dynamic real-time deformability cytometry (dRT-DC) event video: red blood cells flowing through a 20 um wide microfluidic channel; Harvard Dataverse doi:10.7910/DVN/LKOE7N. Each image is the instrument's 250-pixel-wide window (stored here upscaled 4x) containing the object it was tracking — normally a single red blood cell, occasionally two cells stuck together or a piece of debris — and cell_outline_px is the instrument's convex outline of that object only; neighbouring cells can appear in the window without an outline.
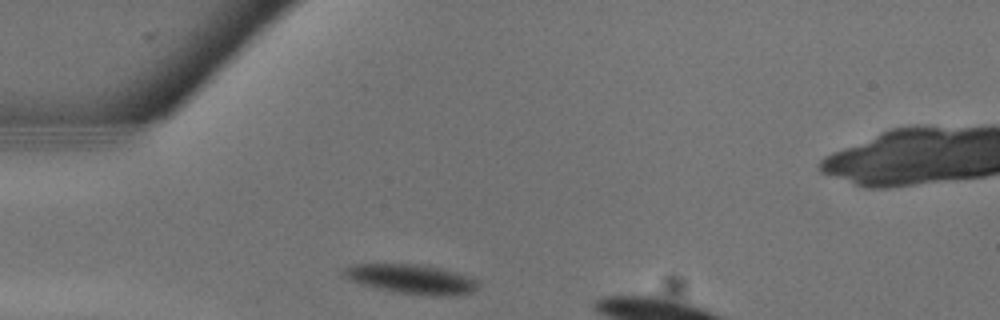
{"species": "common noctule bat (a hibernating species)", "species_latin": "Nyctalus noctula", "temperature_condition": "warm", "stored_images_in_passage": 4, "camera_frame_rate_fps": 3000, "um_per_image_px": 0.085, "animal": {"sex": "male", "body_mass_g": 13.3}, "frame": {"image": 1, "passage_image": 1, "time_ms": 0.0, "image_size_px": [1000, 320], "cell_outline_px": [[480, 284], [472, 292], [464, 296], [432, 296], [396, 292], [376, 288], [360, 284], [348, 280], [340, 276], [340, 272], [344, 268], [356, 264], [416, 264], [440, 268], [456, 272], [480, 280]], "centroid_in_image_um": [34.98, 23.74], "position_along_channel_um": 50.0, "area_um2": 23.52}}
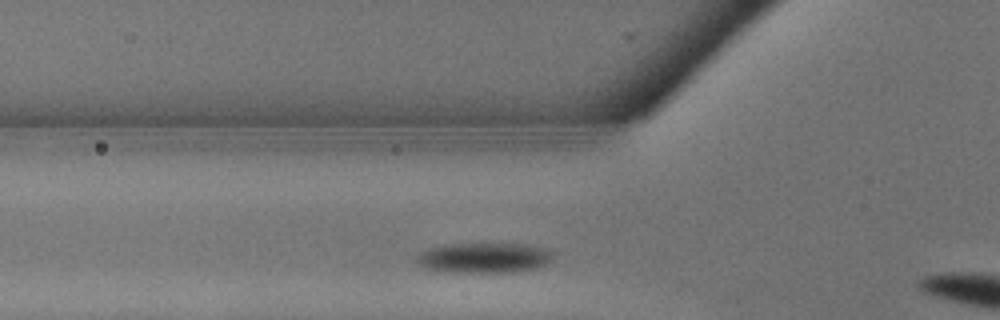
{"frame": {"image": 2, "passage_image": 3, "time_ms": 0.667, "image_size_px": [1000, 320], "cell_outline_px": [[552, 260], [536, 268], [512, 272], [456, 272], [424, 268], [416, 260], [416, 256], [420, 252], [428, 248], [444, 244], [528, 244], [552, 248]], "centroid_in_image_um": [41.18, 21.89], "position_along_channel_um": 84.6, "area_um2": 24.1}}